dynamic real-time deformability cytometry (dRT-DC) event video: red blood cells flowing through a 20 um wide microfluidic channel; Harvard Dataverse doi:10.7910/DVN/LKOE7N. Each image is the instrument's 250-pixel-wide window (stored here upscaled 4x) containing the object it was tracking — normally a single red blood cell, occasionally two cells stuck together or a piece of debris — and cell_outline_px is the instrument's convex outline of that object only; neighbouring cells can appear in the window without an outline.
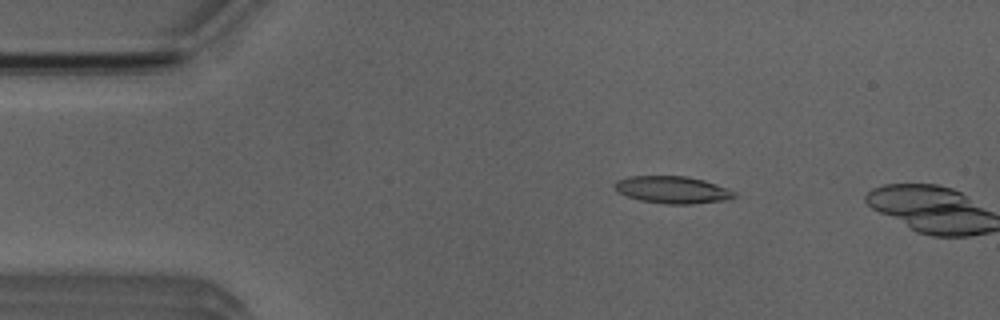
{"species": "Egyptian fruit bat (a non-hibernating species)", "species_latin": "Rousettus aegyptiacus", "temperature_condition": "room temperature", "stored_images_in_passage": 4, "camera_frame_rate_fps": 3000, "um_per_image_px": 0.085, "animal": {"sex": "male"}, "frame": {"image": 1, "passage_image": 3, "time_ms": 2.333, "image_size_px": [1000, 320], "cell_outline_px": [[736, 196], [724, 200], [692, 204], [664, 204], [640, 200], [616, 192], [612, 184], [616, 180], [628, 176], [688, 176], [704, 180], [716, 184], [736, 192]], "centroid_in_image_um": [57.11, 16.12], "position_along_channel_um": 27.9, "area_um2": 19.07}}